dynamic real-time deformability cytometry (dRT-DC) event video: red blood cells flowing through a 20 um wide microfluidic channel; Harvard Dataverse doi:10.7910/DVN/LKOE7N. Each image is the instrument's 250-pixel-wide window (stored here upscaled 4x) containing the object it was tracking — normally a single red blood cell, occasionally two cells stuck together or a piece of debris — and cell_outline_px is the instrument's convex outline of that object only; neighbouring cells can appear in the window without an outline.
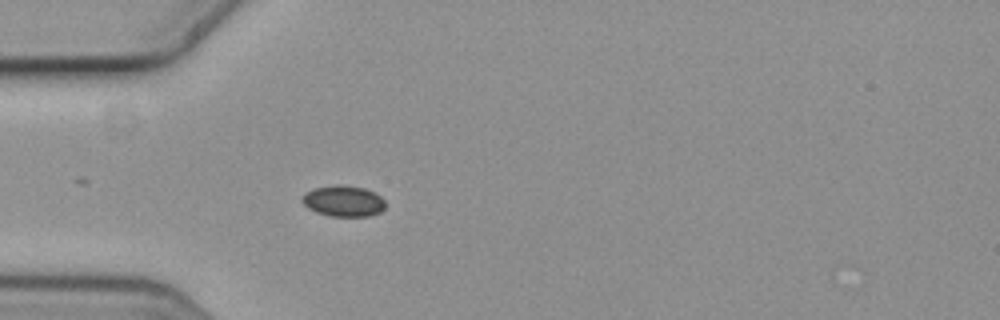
{"species": "common noctule bat (a hibernating species)", "species_latin": "Nyctalus noctula", "temperature_condition": "cold", "stored_images_in_passage": 4, "camera_frame_rate_fps": 3000, "um_per_image_px": 0.085, "animal": {"sex": "female", "body_mass_g": 19.3, "forearm_length_mm": 54.1}, "frame": {"image": 1, "passage_image": 4, "time_ms": 1.0, "image_size_px": [1000, 320], "cell_outline_px": [[384, 208], [380, 212], [368, 216], [332, 216], [316, 212], [308, 208], [300, 200], [300, 196], [304, 192], [312, 188], [336, 184], [340, 184], [364, 188], [380, 196], [384, 200]], "centroid_in_image_um": [29.13, 17.07], "position_along_channel_um": 55.9, "area_um2": 15.14}}